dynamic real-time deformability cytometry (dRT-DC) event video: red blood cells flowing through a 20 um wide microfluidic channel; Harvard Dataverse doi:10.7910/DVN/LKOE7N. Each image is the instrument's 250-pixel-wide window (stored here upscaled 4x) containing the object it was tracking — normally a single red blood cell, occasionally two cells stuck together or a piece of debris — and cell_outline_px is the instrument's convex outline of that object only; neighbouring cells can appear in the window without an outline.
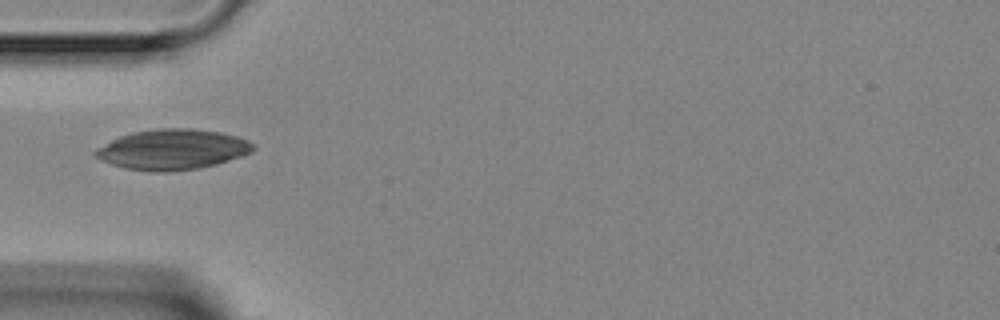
{"species": "Egyptian fruit bat (a non-hibernating species)", "species_latin": "Rousettus aegyptiacus", "temperature_condition": "room temperature", "stored_images_in_passage": 3, "camera_frame_rate_fps": 3000, "um_per_image_px": 0.085, "animal": {"sex": "female"}, "frame": {"image": 1, "passage_image": 3, "time_ms": 4.0, "image_size_px": [1000, 320], "cell_outline_px": [[256, 148], [252, 152], [216, 164], [200, 168], [168, 172], [152, 172], [124, 168], [100, 160], [92, 152], [96, 148], [120, 136], [132, 132], [156, 128], [192, 128], [220, 132], [236, 136], [248, 140]], "centroid_in_image_um": [14.64, 12.7], "position_along_channel_um": 70.4, "area_um2": 37.17}}